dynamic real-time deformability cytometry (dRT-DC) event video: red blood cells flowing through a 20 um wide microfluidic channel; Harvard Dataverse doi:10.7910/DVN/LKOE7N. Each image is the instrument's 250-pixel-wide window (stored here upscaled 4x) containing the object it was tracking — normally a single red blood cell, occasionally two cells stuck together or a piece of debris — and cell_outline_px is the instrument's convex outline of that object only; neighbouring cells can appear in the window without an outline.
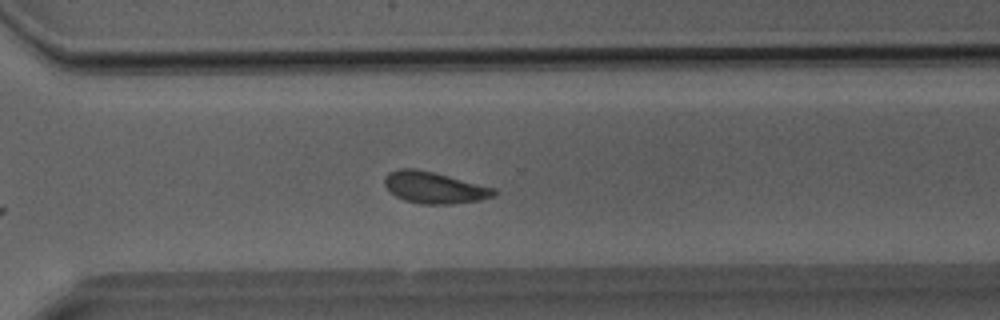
{"species": "Egyptian fruit bat (a non-hibernating species)", "species_latin": "Rousettus aegyptiacus", "temperature_condition": "room temperature", "stored_images_in_passage": 24, "camera_frame_rate_fps": 3000, "um_per_image_px": 0.085, "animal": {"sex": "male"}, "frame": {"image": 1, "passage_image": 21, "time_ms": 6.667, "image_size_px": [1000, 320], "cell_outline_px": [[496, 196], [480, 200], [452, 204], [424, 204], [404, 200], [396, 196], [384, 184], [384, 176], [388, 172], [400, 168], [416, 168], [496, 188]], "centroid_in_image_um": [36.92, 15.94], "position_along_channel_um": 333.7, "area_um2": 20.06}}